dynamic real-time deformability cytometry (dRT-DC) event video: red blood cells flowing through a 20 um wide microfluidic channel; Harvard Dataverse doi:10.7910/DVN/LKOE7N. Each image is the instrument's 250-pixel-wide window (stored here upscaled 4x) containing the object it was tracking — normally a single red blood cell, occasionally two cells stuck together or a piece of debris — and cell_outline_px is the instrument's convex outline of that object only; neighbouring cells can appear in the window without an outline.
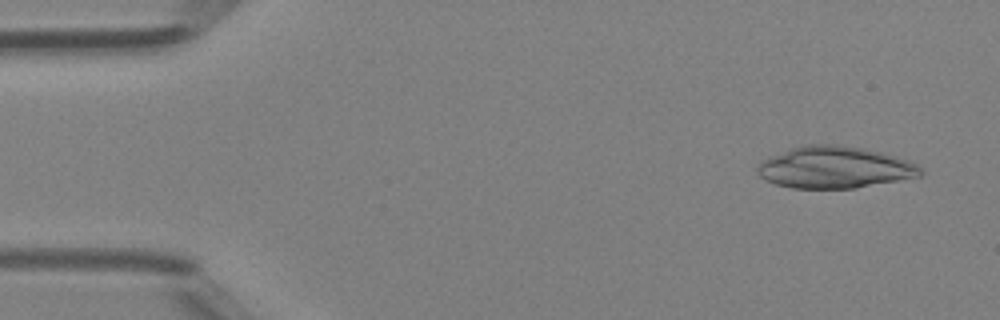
{"species": "Egyptian fruit bat (a non-hibernating species)", "species_latin": "Rousettus aegyptiacus", "temperature_condition": "room temperature", "stored_images_in_passage": 15, "camera_frame_rate_fps": 3000, "um_per_image_px": 0.085, "animal": {"sex": "female"}, "frame": {"image": 1, "passage_image": 3, "time_ms": 0.667, "image_size_px": [1000, 320], "cell_outline_px": [[924, 172], [920, 176], [856, 188], [792, 188], [776, 184], [760, 176], [756, 172], [756, 168], [764, 160], [772, 156], [792, 148], [804, 144], [836, 144], [864, 148], [880, 152], [908, 160], [916, 164]], "centroid_in_image_um": [70.96, 14.23], "position_along_channel_um": 14.0, "area_um2": 39.42}}